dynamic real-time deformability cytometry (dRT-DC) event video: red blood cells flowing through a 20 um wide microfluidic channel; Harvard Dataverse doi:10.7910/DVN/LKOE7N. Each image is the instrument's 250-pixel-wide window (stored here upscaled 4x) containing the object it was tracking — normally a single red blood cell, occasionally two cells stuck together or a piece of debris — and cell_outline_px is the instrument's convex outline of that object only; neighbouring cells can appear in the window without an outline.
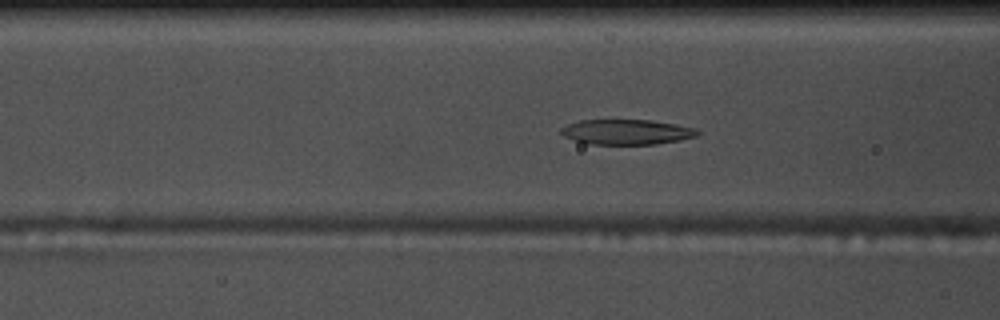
{"species": "common noctule bat (a hibernating species)", "species_latin": "Nyctalus noctula", "temperature_condition": "warm", "stored_images_in_passage": 49, "camera_frame_rate_fps": 3000, "um_per_image_px": 0.085, "animal": {"sex": "male", "body_mass_g": 17.5, "forearm_length_mm": 52.3}, "frame": {"image": 1, "passage_image": 21, "time_ms": 6.667, "image_size_px": [1000, 320], "cell_outline_px": [[700, 132], [696, 136], [680, 140], [656, 144], [588, 144], [564, 136], [560, 132], [560, 128], [568, 124], [580, 120], [652, 120], [676, 124], [696, 128]], "centroid_in_image_um": [53.28, 11.21], "position_along_channel_um": 113.3, "area_um2": 19.94}}
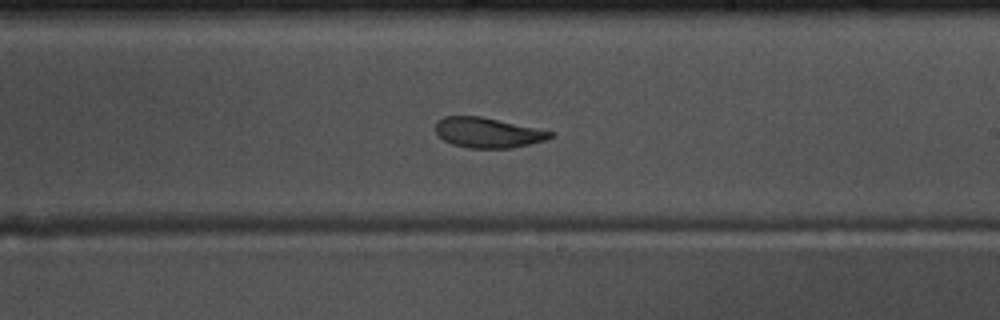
{"frame": {"image": 2, "passage_image": 32, "time_ms": 10.333, "image_size_px": [1000, 320], "cell_outline_px": [[556, 132], [552, 136], [544, 140], [512, 148], [468, 148], [452, 144], [444, 140], [436, 132], [436, 120], [444, 116], [480, 116]], "centroid_in_image_um": [41.44, 11.27], "position_along_channel_um": 247.6, "area_um2": 20.06}}
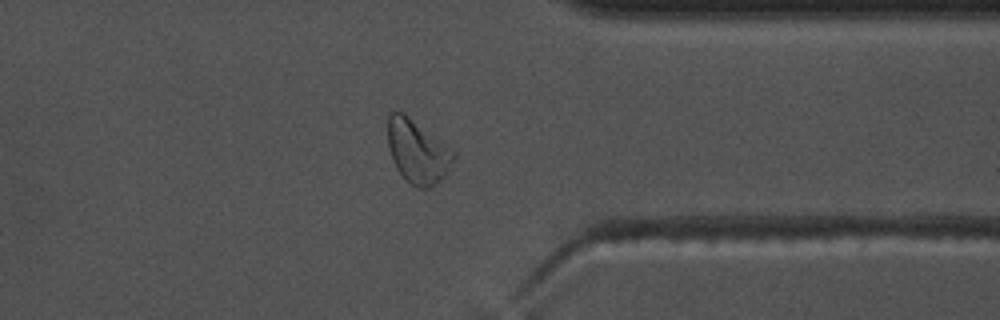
{"frame": {"image": 3, "passage_image": 43, "time_ms": 14.0, "image_size_px": [1000, 320], "cell_outline_px": [[456, 156], [452, 164], [444, 176], [432, 188], [416, 188], [396, 168], [392, 160], [388, 148], [388, 112], [396, 108], [404, 112], [444, 140], [456, 152]], "centroid_in_image_um": [35.5, 12.81], "position_along_channel_um": 375.9, "area_um2": 25.09}}